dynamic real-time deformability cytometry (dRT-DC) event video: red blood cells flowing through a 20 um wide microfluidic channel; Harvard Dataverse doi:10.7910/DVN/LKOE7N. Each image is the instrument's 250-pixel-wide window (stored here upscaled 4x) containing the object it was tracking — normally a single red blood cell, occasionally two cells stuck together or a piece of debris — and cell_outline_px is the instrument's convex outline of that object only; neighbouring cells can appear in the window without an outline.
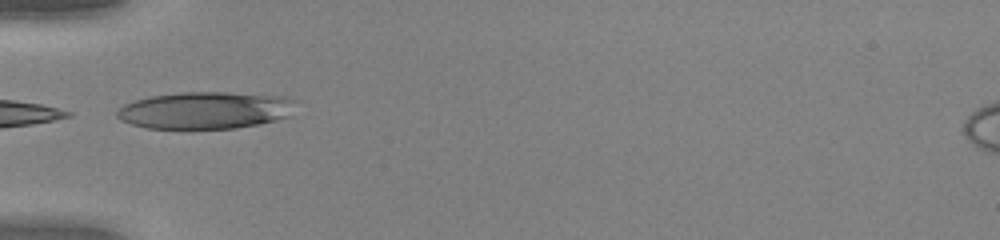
{"species": "human", "species_latin": "Homo sapiens", "temperature_condition": "warm", "stored_images_in_passage": 10, "camera_frame_rate_fps": 3000, "um_per_image_px": 0.085, "donor": {"sex": "female"}, "frame": {"image": 1, "passage_image": 1, "time_ms": 0.0, "image_size_px": [1000, 240], "cell_outline_px": [[292, 100], [288, 116], [276, 120], [260, 124], [236, 128], [192, 132], [148, 128], [132, 124], [120, 120], [116, 116], [116, 112], [124, 104], [148, 96], [180, 92], [224, 92], [288, 96]], "centroid_in_image_um": [17.36, 9.42], "position_along_channel_um": 67.6, "area_um2": 39.65}}